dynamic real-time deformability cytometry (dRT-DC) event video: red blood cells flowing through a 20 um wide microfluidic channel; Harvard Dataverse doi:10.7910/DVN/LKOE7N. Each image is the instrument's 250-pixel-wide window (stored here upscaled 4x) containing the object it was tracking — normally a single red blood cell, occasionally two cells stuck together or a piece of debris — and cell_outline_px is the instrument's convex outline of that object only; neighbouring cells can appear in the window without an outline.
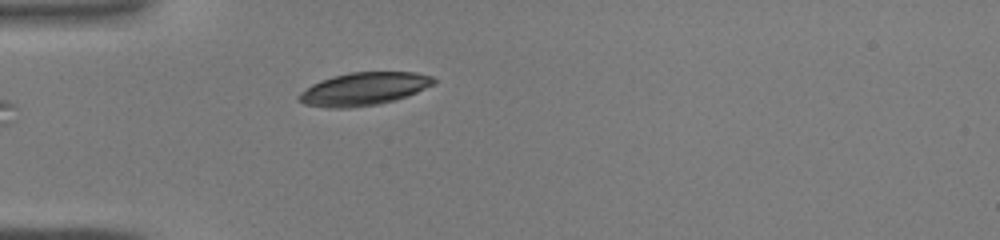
{"species": "common noctule bat (a hibernating species)", "species_latin": "Nyctalus noctula", "temperature_condition": "warm", "stored_images_in_passage": 33, "camera_frame_rate_fps": 3000, "um_per_image_px": 0.085, "animal": {"sex": "male", "body_mass_g": 19.0, "forearm_length_mm": 50.8}, "frame": {"image": 1, "passage_image": 2, "time_ms": 0.333, "image_size_px": [1000, 240], "cell_outline_px": [[436, 84], [408, 96], [380, 104], [348, 108], [328, 108], [304, 104], [296, 96], [300, 92], [312, 84], [332, 76], [348, 72], [416, 72], [432, 76], [436, 80]], "centroid_in_image_um": [30.95, 7.55], "position_along_channel_um": 54.1, "area_um2": 26.07}}
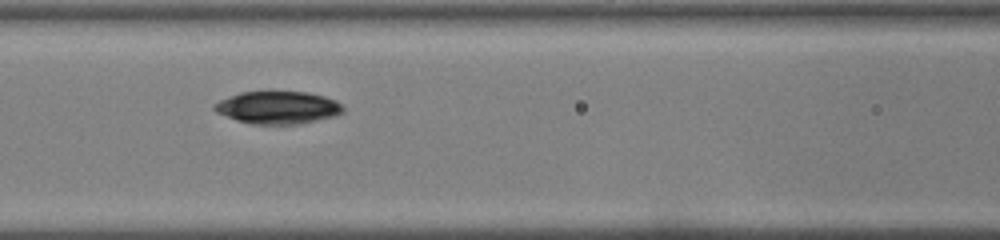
{"frame": {"image": 2, "passage_image": 9, "time_ms": 2.667, "image_size_px": [1000, 240], "cell_outline_px": [[344, 112], [336, 116], [300, 124], [252, 124], [236, 120], [216, 112], [212, 108], [212, 104], [228, 96], [240, 92], [308, 92], [324, 96], [336, 100], [344, 108]], "centroid_in_image_um": [23.61, 9.14], "position_along_channel_um": 143.0, "area_um2": 24.57}}
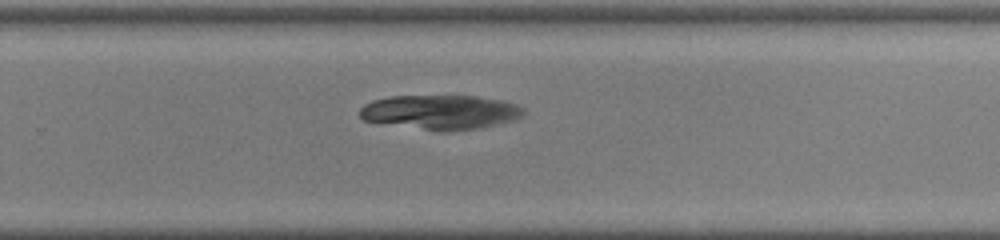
{"frame": {"image": 3, "passage_image": 19, "time_ms": 6.0, "image_size_px": [1000, 240], "cell_outline_px": [[524, 116], [512, 120], [476, 128], [448, 132], [440, 132], [364, 120], [360, 116], [360, 108], [364, 104], [372, 100], [388, 96], [476, 96], [504, 100], [516, 104], [524, 108]], "centroid_in_image_um": [37.44, 9.52], "position_along_channel_um": 292.4, "area_um2": 32.89}}